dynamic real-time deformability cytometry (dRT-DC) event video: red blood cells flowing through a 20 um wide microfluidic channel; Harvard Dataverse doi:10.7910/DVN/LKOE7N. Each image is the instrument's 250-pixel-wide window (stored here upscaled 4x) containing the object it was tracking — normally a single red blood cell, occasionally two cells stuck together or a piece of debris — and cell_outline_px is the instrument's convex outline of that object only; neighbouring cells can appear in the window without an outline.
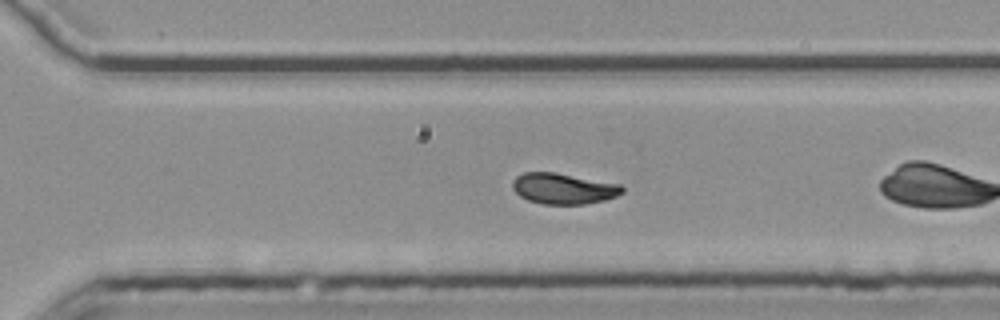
{"species": "common noctule bat (a hibernating species)", "species_latin": "Nyctalus noctula", "temperature_condition": "room temperature", "stored_images_in_passage": 29, "camera_frame_rate_fps": 3000, "um_per_image_px": 0.085, "animal": {"sex": "female", "body_mass_g": 25.1}, "frame": {"image": 1, "passage_image": 21, "time_ms": 6.667, "image_size_px": [1000, 320], "cell_outline_px": [[624, 192], [616, 196], [604, 200], [584, 204], [544, 204], [528, 200], [520, 196], [512, 188], [512, 180], [516, 176], [524, 172], [556, 172], [620, 184], [624, 188]], "centroid_in_image_um": [47.88, 16.02], "position_along_channel_um": 322.7, "area_um2": 19.77}, "authors_computed_cell_mechanics": {"area_um2": 19.7676, "velocity_mm_per_s": 3.721, "shape_relaxation_time_tau1_ms": null, "shape_relaxation_time_tau2_ms": 2.2927, "deformation_change_tau1": null, "deformation_change_tau2": 0.0563}}